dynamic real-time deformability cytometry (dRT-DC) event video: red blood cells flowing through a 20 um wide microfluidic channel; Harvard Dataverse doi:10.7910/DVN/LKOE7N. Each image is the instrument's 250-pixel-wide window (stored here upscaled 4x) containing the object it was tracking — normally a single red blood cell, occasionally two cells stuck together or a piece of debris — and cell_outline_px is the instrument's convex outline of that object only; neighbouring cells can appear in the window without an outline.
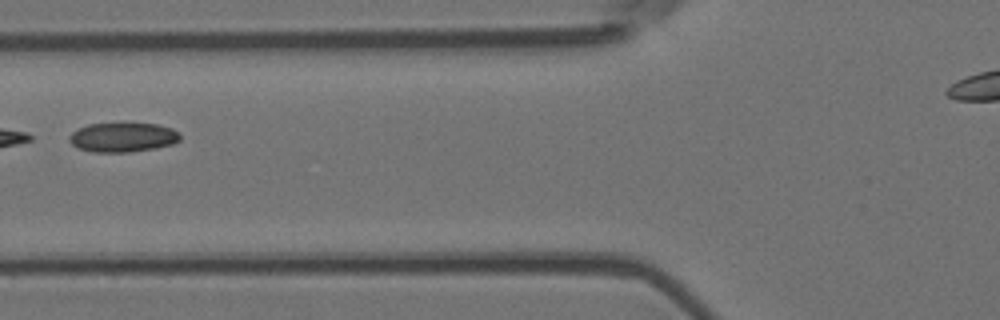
{"species": "Egyptian fruit bat (a non-hibernating species)", "species_latin": "Rousettus aegyptiacus", "temperature_condition": "room temperature", "stored_images_in_passage": 5, "segment_of_instrument_passage": [2, 2], "camera_frame_rate_fps": 3000, "um_per_image_px": 0.085, "animal": {"sex": "female"}, "frame": {"image": 1, "passage_image": 5, "time_ms": 1.333, "image_size_px": [1000, 320], "cell_outline_px": [[180, 140], [172, 144], [156, 148], [128, 152], [92, 152], [76, 148], [68, 140], [68, 136], [72, 132], [88, 124], [156, 124], [172, 128], [180, 132]], "centroid_in_image_um": [10.43, 11.68], "position_along_channel_um": 115.4, "area_um2": 18.96}}